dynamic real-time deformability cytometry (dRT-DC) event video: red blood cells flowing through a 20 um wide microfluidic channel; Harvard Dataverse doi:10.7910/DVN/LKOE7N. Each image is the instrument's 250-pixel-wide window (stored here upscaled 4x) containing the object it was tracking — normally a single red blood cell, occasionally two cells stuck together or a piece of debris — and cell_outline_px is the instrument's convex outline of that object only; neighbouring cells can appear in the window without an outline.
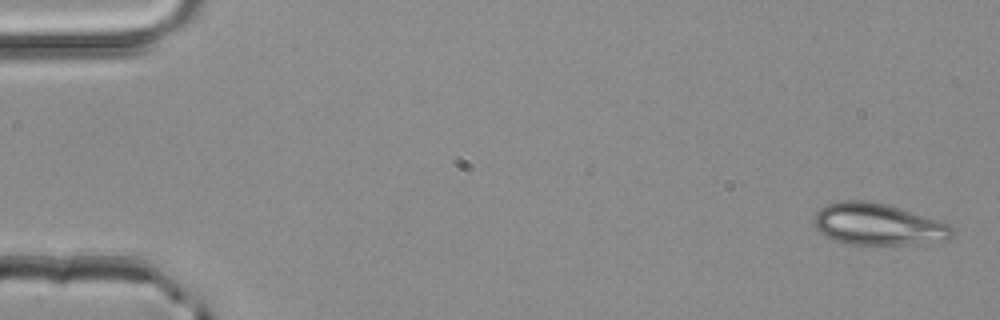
{"species": "common noctule bat (a hibernating species)", "species_latin": "Nyctalus noctula", "temperature_condition": "room temperature", "stored_images_in_passage": 49, "camera_frame_rate_fps": 3000, "um_per_image_px": 0.085, "animal": {"sex": "male", "body_mass_g": 20.4}, "frame": {"image": 1, "passage_image": 1, "time_ms": 0.0, "image_size_px": [1000, 320], "cell_outline_px": [[952, 236], [948, 240], [904, 244], [844, 244], [820, 232], [816, 228], [812, 220], [816, 212], [820, 208], [828, 204], [840, 200], [872, 200], [888, 204], [948, 224], [952, 228]], "centroid_in_image_um": [74.57, 19.05], "position_along_channel_um": 10.4, "area_um2": 33.35}}
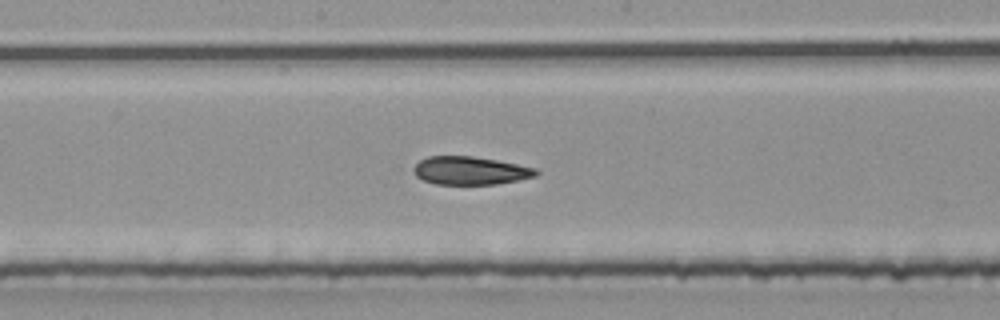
{"frame": {"image": 2, "passage_image": 26, "time_ms": 8.333, "image_size_px": [1000, 320], "cell_outline_px": [[540, 172], [536, 176], [520, 180], [496, 184], [436, 184], [424, 180], [416, 176], [412, 172], [412, 168], [420, 160], [428, 156], [472, 156], [496, 160], [536, 168]], "centroid_in_image_um": [39.97, 14.5], "position_along_channel_um": 208.2, "area_um2": 20.11}}
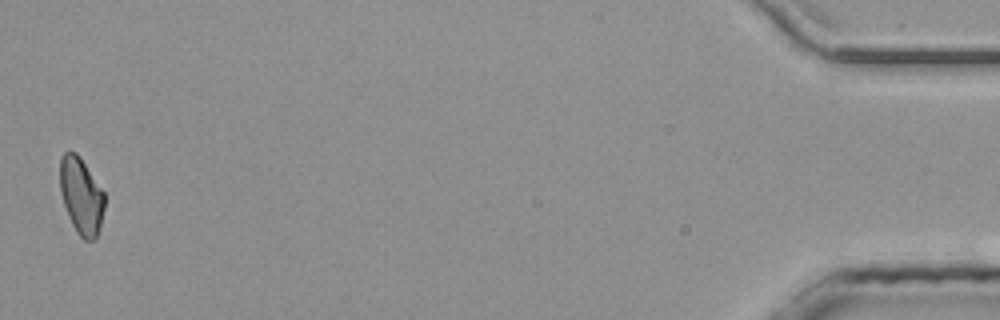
{"frame": {"image": 3, "passage_image": 49, "time_ms": 16.0, "image_size_px": [1000, 320], "cell_outline_px": [[104, 208], [96, 240], [84, 240], [76, 232], [72, 224], [64, 204], [60, 192], [60, 156], [64, 152], [76, 152], [104, 192]], "centroid_in_image_um": [6.89, 16.66], "position_along_channel_um": 428.3, "area_um2": 19.65}, "authors_computed_cell_mechanics": {"area_um2": 20.8658, "velocity_mm_per_s": 4.1542, "shape_relaxation_time_tau1_ms": null, "shape_relaxation_time_tau2_ms": 9.2791, "deformation_change_tau1": null, "deformation_change_tau2": 0.1862}}